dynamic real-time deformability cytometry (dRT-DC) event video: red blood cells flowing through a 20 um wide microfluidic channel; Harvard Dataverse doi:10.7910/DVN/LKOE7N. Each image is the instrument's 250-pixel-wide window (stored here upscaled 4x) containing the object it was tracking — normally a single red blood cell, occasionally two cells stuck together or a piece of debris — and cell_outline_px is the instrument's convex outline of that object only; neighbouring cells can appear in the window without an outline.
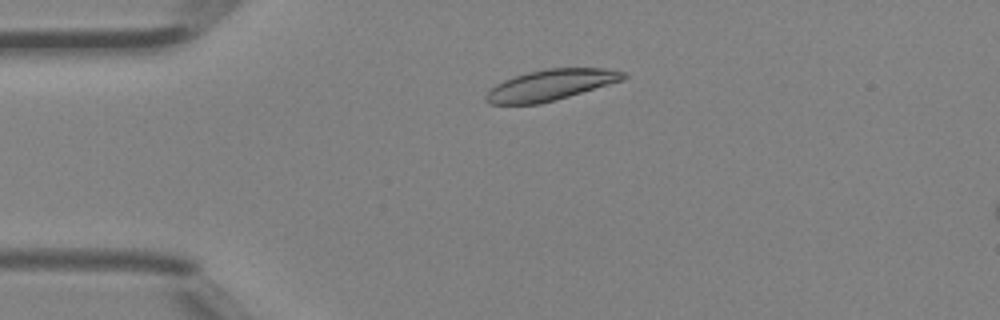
{"species": "Egyptian fruit bat (a non-hibernating species)", "species_latin": "Rousettus aegyptiacus", "temperature_condition": "room temperature", "stored_images_in_passage": 6, "camera_frame_rate_fps": 3000, "um_per_image_px": 0.085, "animal": {"sex": "female"}, "frame": {"image": 1, "passage_image": 3, "time_ms": 0.667, "image_size_px": [1000, 320], "cell_outline_px": [[628, 76], [624, 80], [556, 100], [540, 104], [488, 104], [484, 100], [484, 96], [496, 84], [504, 80], [528, 72], [548, 68], [604, 68], [624, 72]], "centroid_in_image_um": [46.81, 7.23], "position_along_channel_um": 38.2, "area_um2": 24.68}}
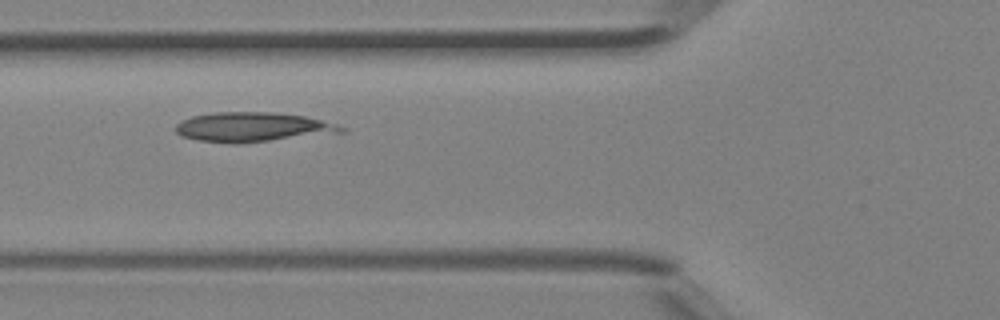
{"frame": {"image": 2, "passage_image": 5, "time_ms": 1.333, "image_size_px": [1000, 320], "cell_outline_px": [[348, 132], [240, 144], [236, 144], [200, 140], [180, 136], [176, 132], [176, 124], [180, 120], [192, 116], [212, 112], [272, 112], [304, 116], [336, 124], [348, 128]], "centroid_in_image_um": [21.5, 10.81], "position_along_channel_um": 104.3, "area_um2": 28.78}}
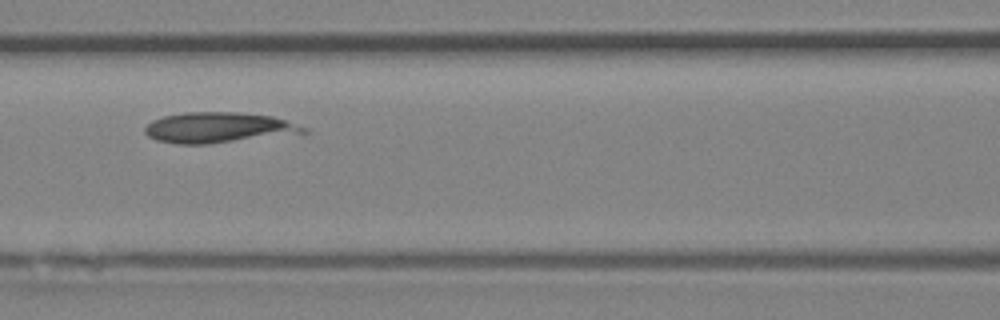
{"frame": {"image": 3, "passage_image": 6, "time_ms": 1.667, "image_size_px": [1000, 320], "cell_outline_px": [[312, 132], [208, 144], [180, 144], [156, 140], [148, 136], [144, 132], [144, 128], [152, 120], [164, 116], [184, 112], [236, 112], [272, 116], [308, 128]], "centroid_in_image_um": [18.56, 10.85], "position_along_channel_um": 148.0, "area_um2": 28.21}}